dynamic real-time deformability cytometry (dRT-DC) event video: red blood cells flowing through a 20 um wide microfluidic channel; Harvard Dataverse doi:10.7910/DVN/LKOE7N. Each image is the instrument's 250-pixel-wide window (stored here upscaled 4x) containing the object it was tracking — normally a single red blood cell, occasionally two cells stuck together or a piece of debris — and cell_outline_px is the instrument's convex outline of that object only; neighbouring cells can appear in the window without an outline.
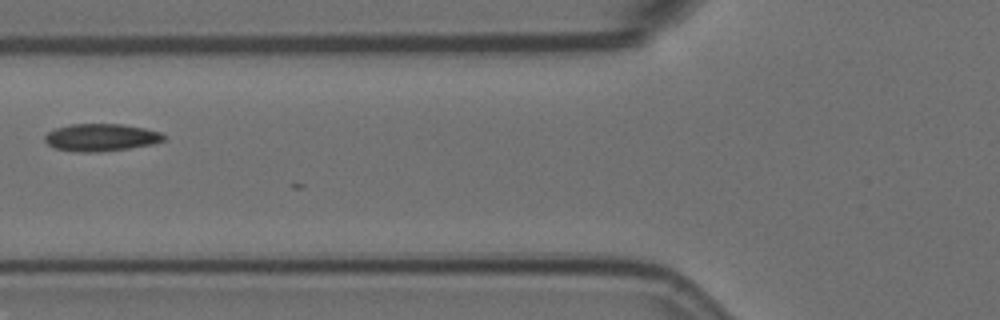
{"species": "Egyptian fruit bat (a non-hibernating species)", "species_latin": "Rousettus aegyptiacus", "temperature_condition": "room temperature", "stored_images_in_passage": 2, "camera_frame_rate_fps": 3000, "um_per_image_px": 0.085, "animal": {"sex": "female"}, "frame": {"image": 1, "passage_image": 2, "time_ms": 0.333, "image_size_px": [1000, 320], "cell_outline_px": [[164, 140], [152, 144], [128, 148], [100, 152], [76, 152], [56, 148], [48, 144], [44, 140], [44, 136], [48, 132], [56, 128], [72, 124], [120, 124], [144, 128], [160, 132], [164, 136]], "centroid_in_image_um": [8.56, 11.68], "position_along_channel_um": 117.2, "area_um2": 18.84}}